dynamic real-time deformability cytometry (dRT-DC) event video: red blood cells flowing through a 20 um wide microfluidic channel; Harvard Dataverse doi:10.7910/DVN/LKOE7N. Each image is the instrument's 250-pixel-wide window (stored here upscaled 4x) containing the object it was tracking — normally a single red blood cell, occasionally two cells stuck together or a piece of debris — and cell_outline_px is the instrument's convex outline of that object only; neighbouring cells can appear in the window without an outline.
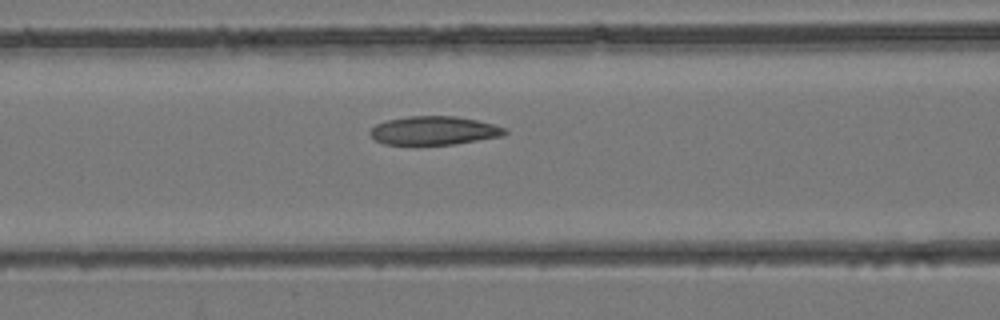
{"species": "common noctule bat (a hibernating species)", "species_latin": "Nyctalus noctula", "temperature_condition": "room temperature", "stored_images_in_passage": 4, "camera_frame_rate_fps": 3000, "um_per_image_px": 0.085, "animal": {"sex": "female", "body_mass_g": 24.6, "forearm_length_mm": 56.2}, "frame": {"image": 1, "passage_image": 4, "time_ms": 1.0, "image_size_px": [1000, 320], "cell_outline_px": [[508, 132], [500, 136], [452, 144], [416, 148], [384, 144], [376, 140], [368, 132], [376, 124], [388, 120], [408, 116], [456, 116], [476, 120], [508, 128]], "centroid_in_image_um": [36.82, 11.14], "position_along_channel_um": 129.8, "area_um2": 23.12}}